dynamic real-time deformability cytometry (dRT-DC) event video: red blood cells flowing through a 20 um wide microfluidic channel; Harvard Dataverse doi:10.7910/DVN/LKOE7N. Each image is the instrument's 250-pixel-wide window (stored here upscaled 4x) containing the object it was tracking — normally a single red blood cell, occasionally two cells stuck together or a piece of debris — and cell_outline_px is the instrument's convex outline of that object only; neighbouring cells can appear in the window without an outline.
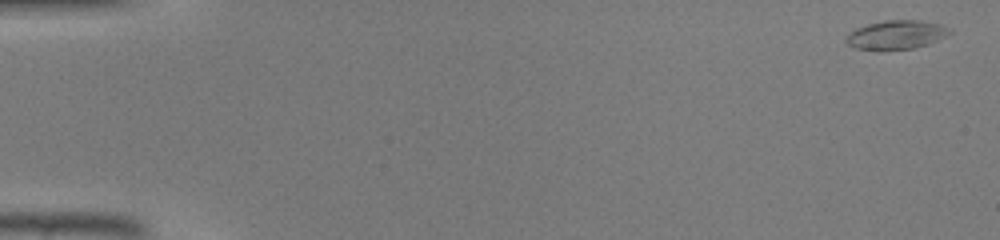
{"species": "common noctule bat (a hibernating species)", "species_latin": "Nyctalus noctula", "temperature_condition": "warm", "stored_images_in_passage": 45, "camera_frame_rate_fps": 3000, "um_per_image_px": 0.085, "animal": {"sex": "male", "body_mass_g": 19.0, "forearm_length_mm": 50.8}, "frame": {"image": 1, "passage_image": 1, "time_ms": 0.0, "image_size_px": [1000, 240], "cell_outline_px": [[952, 32], [928, 44], [916, 48], [876, 52], [852, 48], [844, 40], [848, 32], [856, 28], [868, 24], [884, 20], [920, 20], [940, 24], [952, 28]], "centroid_in_image_um": [76.12, 2.99], "position_along_channel_um": 8.9, "area_um2": 18.03}}
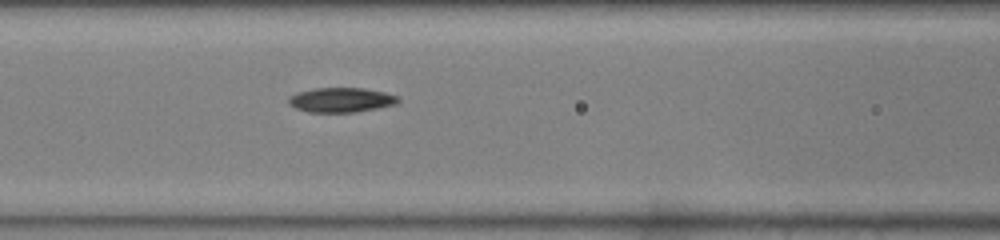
{"frame": {"image": 2, "passage_image": 20, "time_ms": 6.333, "image_size_px": [1000, 240], "cell_outline_px": [[400, 100], [396, 104], [380, 108], [356, 112], [308, 112], [296, 108], [288, 104], [288, 96], [296, 92], [316, 88], [364, 88], [384, 92], [400, 96]], "centroid_in_image_um": [29.01, 8.49], "position_along_channel_um": 137.6, "area_um2": 15.95}}
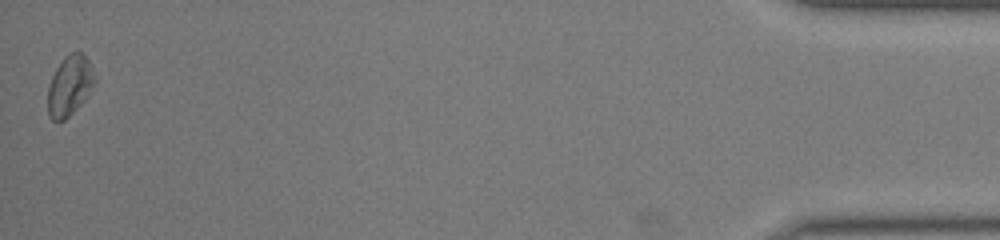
{"frame": {"image": 3, "passage_image": 45, "time_ms": 14.667, "image_size_px": [1000, 240], "cell_outline_px": [[96, 84], [88, 96], [64, 120], [52, 120], [48, 116], [48, 88], [52, 76], [56, 68], [64, 56], [72, 52], [84, 52], [88, 60], [96, 80]], "centroid_in_image_um": [5.93, 7.26], "position_along_channel_um": 429.3, "area_um2": 16.42}}